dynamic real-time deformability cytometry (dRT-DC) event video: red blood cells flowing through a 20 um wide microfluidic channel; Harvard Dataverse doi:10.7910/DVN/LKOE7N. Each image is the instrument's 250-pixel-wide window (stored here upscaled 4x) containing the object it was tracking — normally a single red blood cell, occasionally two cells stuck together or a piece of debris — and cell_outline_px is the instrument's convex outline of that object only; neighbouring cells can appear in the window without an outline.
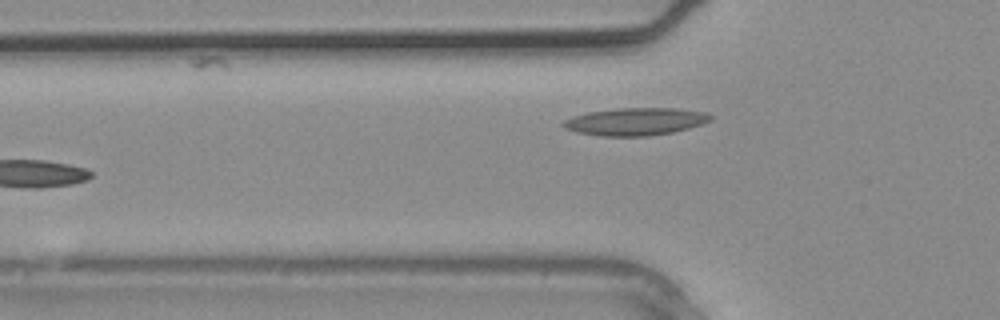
{"species": "common noctule bat (a hibernating species)", "species_latin": "Nyctalus noctula", "temperature_condition": "warm", "stored_images_in_passage": 3, "camera_frame_rate_fps": 3000, "um_per_image_px": 0.085, "animal": {"sex": "male", "body_mass_g": 20.4}, "frame": {"image": 1, "passage_image": 3, "time_ms": 0.667, "image_size_px": [1000, 320], "cell_outline_px": [[712, 120], [688, 128], [672, 132], [648, 136], [600, 136], [576, 132], [564, 128], [560, 124], [564, 120], [572, 116], [588, 112], [616, 108], [676, 108], [708, 112], [712, 116]], "centroid_in_image_um": [53.99, 10.33], "position_along_channel_um": 71.8, "area_um2": 23.76}}